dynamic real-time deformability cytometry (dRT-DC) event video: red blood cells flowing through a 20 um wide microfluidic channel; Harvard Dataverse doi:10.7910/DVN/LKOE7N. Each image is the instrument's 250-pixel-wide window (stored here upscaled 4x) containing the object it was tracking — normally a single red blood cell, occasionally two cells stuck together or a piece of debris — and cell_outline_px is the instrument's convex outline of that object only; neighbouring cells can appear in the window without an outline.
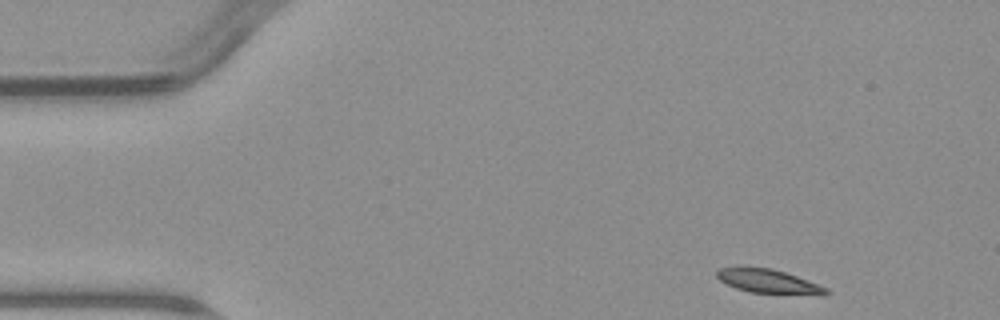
{"species": "common noctule bat (a hibernating species)", "species_latin": "Nyctalus noctula", "temperature_condition": "warm", "stored_images_in_passage": 3, "camera_frame_rate_fps": 3000, "um_per_image_px": 0.085, "animal": {"sex": "male", "body_mass_g": 23.1, "forearm_length_mm": 52.7}, "frame": {"image": 1, "passage_image": 1, "time_ms": 0.0, "image_size_px": [1000, 320], "cell_outline_px": [[832, 292], [824, 296], [820, 296], [748, 292], [736, 288], [720, 280], [716, 276], [716, 272], [720, 268], [772, 268], [796, 276], [828, 288]], "centroid_in_image_um": [65.42, 23.96], "position_along_channel_um": 19.6, "area_um2": 15.26}}